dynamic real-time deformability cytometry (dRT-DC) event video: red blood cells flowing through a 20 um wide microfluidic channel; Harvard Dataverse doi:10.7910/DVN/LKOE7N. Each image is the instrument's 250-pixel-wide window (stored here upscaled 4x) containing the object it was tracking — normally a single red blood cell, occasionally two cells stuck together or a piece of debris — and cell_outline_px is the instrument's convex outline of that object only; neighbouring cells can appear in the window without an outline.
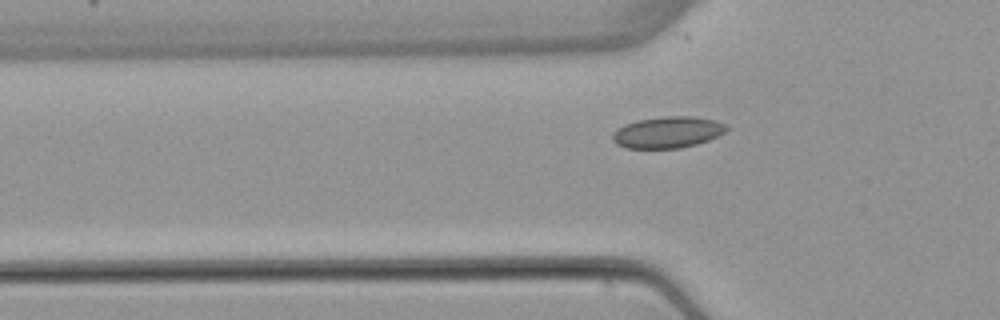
{"species": "common noctule bat (a hibernating species)", "species_latin": "Nyctalus noctula", "temperature_condition": "warm", "stored_images_in_passage": 39, "camera_frame_rate_fps": 3000, "um_per_image_px": 0.085, "animal": {"sex": "female", "body_mass_g": 22.7, "forearm_length_mm": 54.2}, "frame": {"image": 1, "passage_image": 13, "time_ms": 4.0, "image_size_px": [1000, 320], "cell_outline_px": [[732, 128], [708, 140], [696, 144], [680, 148], [624, 148], [616, 144], [612, 140], [612, 132], [616, 128], [624, 124], [636, 120], [664, 116], [692, 116], [716, 120]], "centroid_in_image_um": [56.72, 11.23], "position_along_channel_um": 69.1, "area_um2": 21.1}}
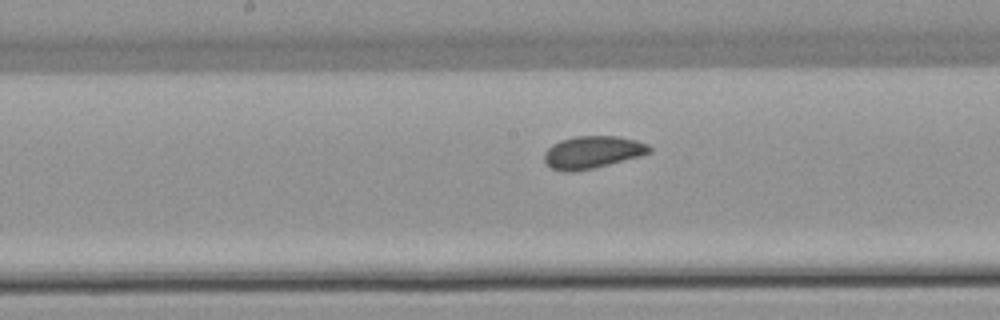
{"frame": {"image": 2, "passage_image": 23, "time_ms": 7.333, "image_size_px": [1000, 320], "cell_outline_px": [[652, 152], [640, 156], [576, 172], [564, 172], [552, 168], [544, 160], [544, 152], [552, 144], [560, 140], [576, 136], [616, 136], [636, 140], [648, 144], [652, 148]], "centroid_in_image_um": [50.35, 12.93], "position_along_channel_um": 197.8, "area_um2": 19.83}}
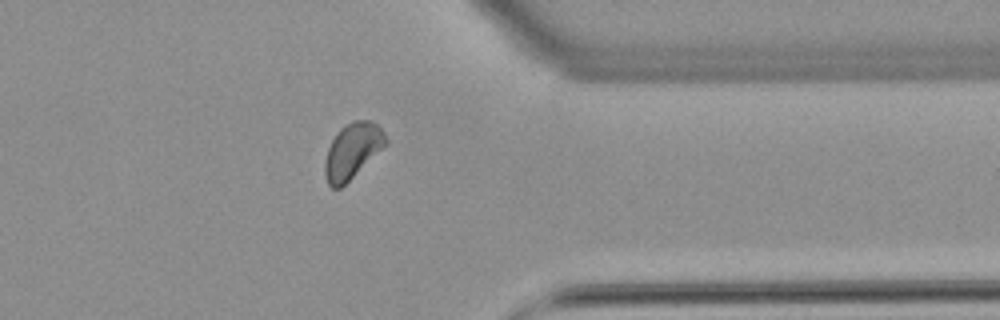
{"frame": {"image": 3, "passage_image": 38, "time_ms": 12.333, "image_size_px": [1000, 320], "cell_outline_px": [[388, 144], [340, 188], [332, 188], [328, 184], [324, 172], [324, 160], [328, 148], [336, 132], [344, 124], [352, 120], [372, 120], [384, 132], [388, 140]], "centroid_in_image_um": [29.95, 12.79], "position_along_channel_um": 381.4, "area_um2": 19.77}}